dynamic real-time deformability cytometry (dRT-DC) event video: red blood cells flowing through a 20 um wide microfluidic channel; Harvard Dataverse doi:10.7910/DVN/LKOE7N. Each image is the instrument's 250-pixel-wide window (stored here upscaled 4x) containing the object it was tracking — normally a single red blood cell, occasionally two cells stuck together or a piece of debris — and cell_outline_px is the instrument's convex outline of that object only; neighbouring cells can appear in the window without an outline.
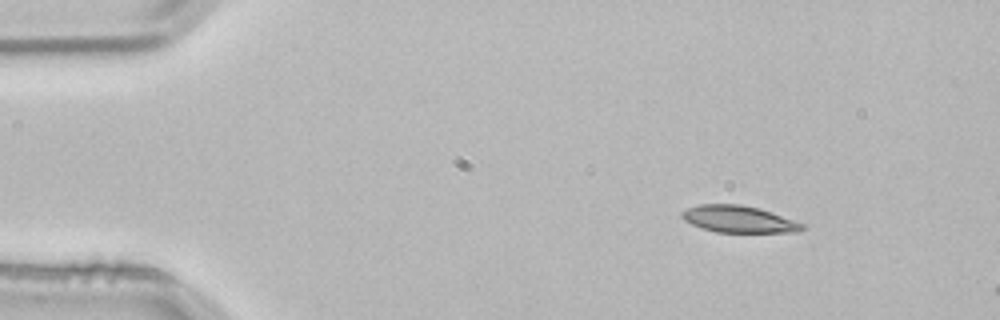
{"species": "common noctule bat (a hibernating species)", "species_latin": "Nyctalus noctula", "temperature_condition": "room temperature", "stored_images_in_passage": 3, "camera_frame_rate_fps": 3000, "um_per_image_px": 0.085, "animal": {"sex": "male", "body_mass_g": 21.5, "forearm_length_mm": 52.0}, "frame": {"image": 1, "passage_image": 1, "time_ms": 0.0, "image_size_px": [1000, 320], "cell_outline_px": [[804, 228], [800, 232], [716, 232], [692, 224], [684, 220], [680, 216], [680, 212], [688, 208], [700, 204], [740, 204], [760, 208], [772, 212], [804, 224]], "centroid_in_image_um": [62.79, 18.62], "position_along_channel_um": 22.2, "area_um2": 18.79}}